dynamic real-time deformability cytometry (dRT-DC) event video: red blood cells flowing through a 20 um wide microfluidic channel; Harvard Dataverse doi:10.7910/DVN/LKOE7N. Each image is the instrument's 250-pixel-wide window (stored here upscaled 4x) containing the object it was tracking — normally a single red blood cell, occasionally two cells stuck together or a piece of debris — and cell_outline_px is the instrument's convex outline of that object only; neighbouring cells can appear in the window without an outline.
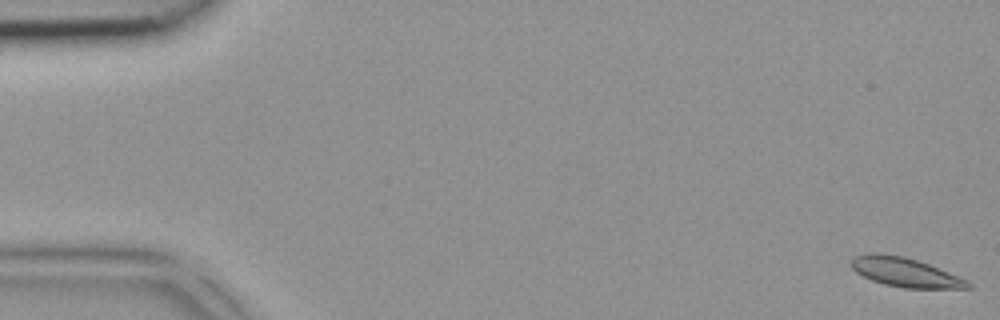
{"species": "common noctule bat (a hibernating species)", "species_latin": "Nyctalus noctula", "temperature_condition": "room temperature", "stored_images_in_passage": 4, "segment_of_instrument_passage": [2, 2], "camera_frame_rate_fps": 3000, "um_per_image_px": 0.085, "animal": {"sex": "female", "body_mass_g": 18.4}, "frame": {"image": 1, "passage_image": 4, "time_ms": 1.0, "image_size_px": [1000, 320], "cell_outline_px": [[972, 288], [904, 288], [884, 284], [872, 280], [856, 272], [848, 264], [856, 256], [872, 252], [880, 252], [904, 256], [928, 264], [968, 280], [972, 284]], "centroid_in_image_um": [76.92, 23.13], "position_along_channel_um": 8.1, "area_um2": 19.83}}